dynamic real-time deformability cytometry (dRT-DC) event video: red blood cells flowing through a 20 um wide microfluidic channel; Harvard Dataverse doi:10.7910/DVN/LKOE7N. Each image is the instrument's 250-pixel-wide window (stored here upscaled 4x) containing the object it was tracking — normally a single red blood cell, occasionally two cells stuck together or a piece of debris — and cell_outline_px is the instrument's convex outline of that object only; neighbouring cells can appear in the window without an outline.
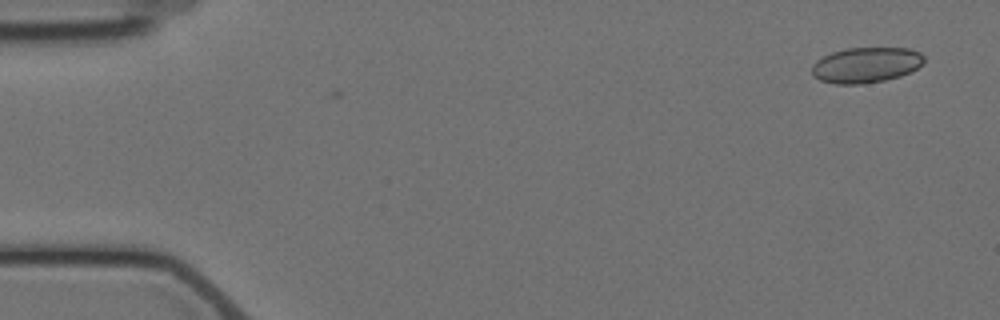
{"species": "Egyptian fruit bat (a non-hibernating species)", "species_latin": "Rousettus aegyptiacus", "temperature_condition": "cold", "stored_images_in_passage": 2, "camera_frame_rate_fps": 3000, "um_per_image_px": 0.085, "animal": {"sex": "female"}, "frame": {"image": 1, "passage_image": 2, "time_ms": 1.0, "image_size_px": [1000, 320], "cell_outline_px": [[924, 64], [900, 76], [884, 80], [860, 84], [836, 84], [820, 80], [812, 76], [812, 64], [816, 60], [832, 52], [848, 48], [908, 48], [920, 52], [924, 56]], "centroid_in_image_um": [73.6, 5.52], "position_along_channel_um": 11.4, "area_um2": 23.18}}